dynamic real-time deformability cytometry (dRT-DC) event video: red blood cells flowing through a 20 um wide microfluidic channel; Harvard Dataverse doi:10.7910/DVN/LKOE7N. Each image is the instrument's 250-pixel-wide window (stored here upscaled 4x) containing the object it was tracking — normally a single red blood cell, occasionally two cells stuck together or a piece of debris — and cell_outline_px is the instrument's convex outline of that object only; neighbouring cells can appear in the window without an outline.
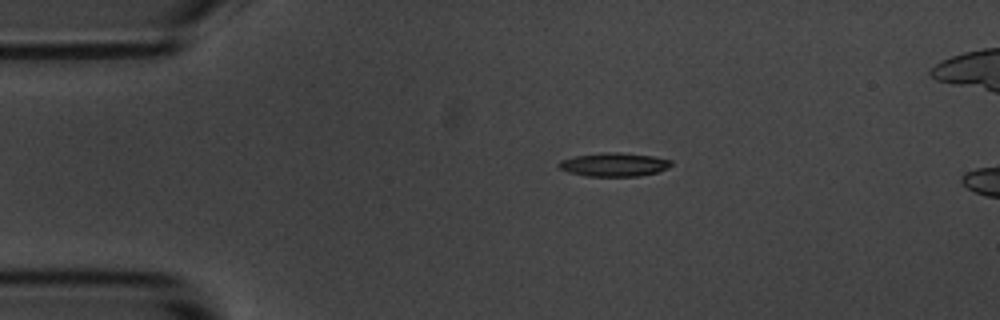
{"species": "common noctule bat (a hibernating species)", "species_latin": "Nyctalus noctula", "temperature_condition": "room temperature", "stored_images_in_passage": 5, "segment_of_instrument_passage": [2, 2], "camera_frame_rate_fps": 3000, "um_per_image_px": 0.085, "animal": {"sex": "male", "body_mass_g": 20.1, "forearm_length_mm": 53.5}, "frame": {"image": 1, "passage_image": 5, "time_ms": 5.667, "image_size_px": [1000, 320], "cell_outline_px": [[672, 164], [668, 168], [660, 172], [640, 176], [584, 176], [568, 172], [560, 168], [556, 164], [560, 160], [576, 156], [600, 152], [620, 152], [652, 156], [672, 160]], "centroid_in_image_um": [52.2, 13.99], "position_along_channel_um": 32.8, "area_um2": 15.66}}